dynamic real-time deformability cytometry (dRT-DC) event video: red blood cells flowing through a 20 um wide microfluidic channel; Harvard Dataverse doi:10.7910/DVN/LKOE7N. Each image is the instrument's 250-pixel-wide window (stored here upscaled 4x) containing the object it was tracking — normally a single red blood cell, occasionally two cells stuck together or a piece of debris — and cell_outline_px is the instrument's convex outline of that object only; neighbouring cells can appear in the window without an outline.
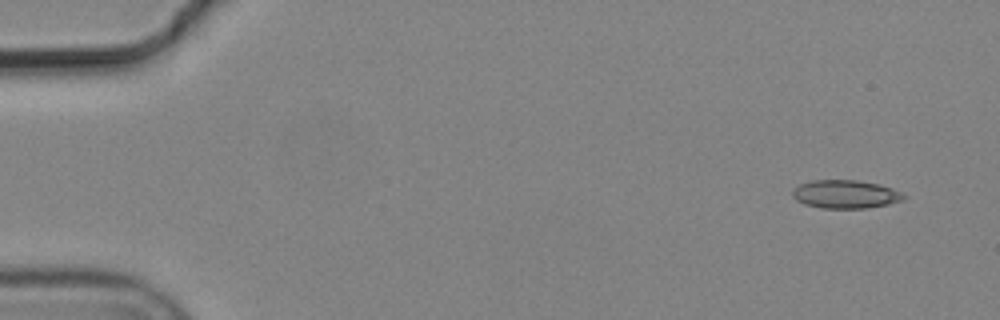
{"species": "common noctule bat (a hibernating species)", "species_latin": "Nyctalus noctula", "temperature_condition": "cold", "stored_images_in_passage": 4, "camera_frame_rate_fps": 3000, "um_per_image_px": 0.085, "animal": {"sex": "male", "body_mass_g": 19.2, "forearm_length_mm": 51.8}, "frame": {"image": 1, "passage_image": 1, "time_ms": 0.0, "image_size_px": [1000, 320], "cell_outline_px": [[908, 196], [904, 200], [888, 204], [868, 208], [820, 208], [804, 204], [796, 200], [792, 196], [792, 192], [800, 184], [812, 180], [856, 180], [880, 184], [892, 188]], "centroid_in_image_um": [71.89, 16.51], "position_along_channel_um": 13.1, "area_um2": 18.44}}
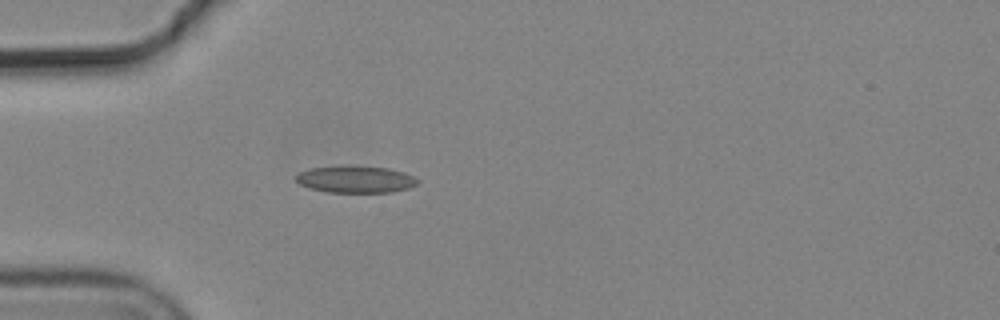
{"frame": {"image": 2, "passage_image": 4, "time_ms": 1.0, "image_size_px": [1000, 320], "cell_outline_px": [[420, 180], [416, 184], [408, 188], [392, 192], [328, 192], [308, 188], [300, 184], [296, 180], [296, 176], [300, 172], [312, 168], [340, 164], [352, 164], [388, 168], [404, 172]], "centroid_in_image_um": [30.21, 15.21], "position_along_channel_um": 54.8, "area_um2": 19.48}}